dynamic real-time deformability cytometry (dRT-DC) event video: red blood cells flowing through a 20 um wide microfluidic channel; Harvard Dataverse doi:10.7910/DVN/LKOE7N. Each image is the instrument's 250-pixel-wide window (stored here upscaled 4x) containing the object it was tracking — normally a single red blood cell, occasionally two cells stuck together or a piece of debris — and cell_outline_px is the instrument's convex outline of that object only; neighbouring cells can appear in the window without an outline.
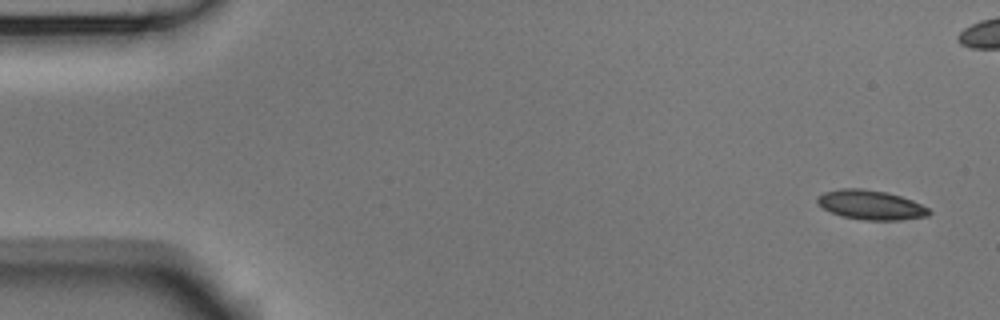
{"species": "Egyptian fruit bat (a non-hibernating species)", "species_latin": "Rousettus aegyptiacus", "temperature_condition": "room temperature", "stored_images_in_passage": 6, "camera_frame_rate_fps": 3000, "um_per_image_px": 0.085, "animal": {"sex": "male"}, "frame": {"image": 1, "passage_image": 1, "time_ms": 0.0, "image_size_px": [1000, 320], "cell_outline_px": [[932, 212], [928, 216], [900, 220], [864, 220], [840, 216], [824, 208], [816, 200], [816, 196], [824, 192], [840, 188], [860, 188], [888, 192], [912, 200], [928, 208]], "centroid_in_image_um": [74.02, 17.41], "position_along_channel_um": 11.0, "area_um2": 19.19}}
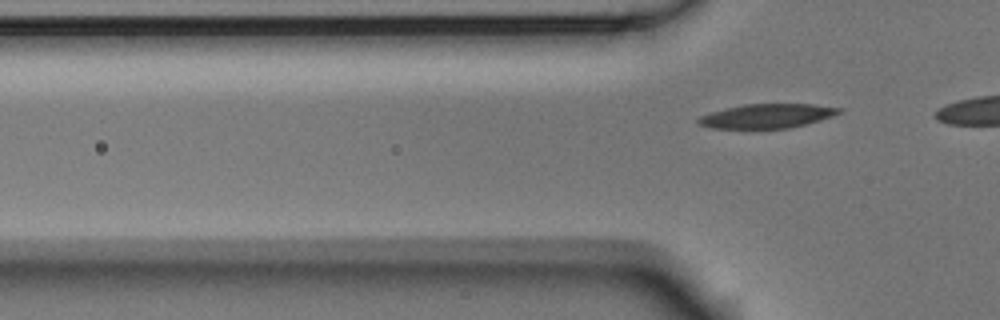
{"frame": {"image": 2, "passage_image": 6, "time_ms": 1.667, "image_size_px": [1000, 320], "cell_outline_px": [[844, 108], [840, 112], [832, 116], [820, 120], [788, 128], [712, 128], [700, 124], [696, 120], [700, 116], [712, 112], [744, 104], [812, 104]], "centroid_in_image_um": [65.22, 9.85], "position_along_channel_um": 60.6, "area_um2": 19.54}}